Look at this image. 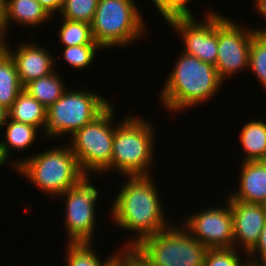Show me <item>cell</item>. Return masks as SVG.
I'll return each instance as SVG.
<instances>
[{"label":"cell","instance_id":"6da1fadb","mask_svg":"<svg viewBox=\"0 0 266 266\" xmlns=\"http://www.w3.org/2000/svg\"><path fill=\"white\" fill-rule=\"evenodd\" d=\"M150 176H127L125 186L119 189L110 209L116 226L135 234L125 243V247H134L144 238L169 227L164 208Z\"/></svg>","mask_w":266,"mask_h":266},{"label":"cell","instance_id":"7a4b0ae2","mask_svg":"<svg viewBox=\"0 0 266 266\" xmlns=\"http://www.w3.org/2000/svg\"><path fill=\"white\" fill-rule=\"evenodd\" d=\"M178 56L159 96L171 113L207 102L223 84L214 65L184 52Z\"/></svg>","mask_w":266,"mask_h":266},{"label":"cell","instance_id":"3957f363","mask_svg":"<svg viewBox=\"0 0 266 266\" xmlns=\"http://www.w3.org/2000/svg\"><path fill=\"white\" fill-rule=\"evenodd\" d=\"M23 158L12 167L49 196H60L87 176L67 144Z\"/></svg>","mask_w":266,"mask_h":266},{"label":"cell","instance_id":"277c9868","mask_svg":"<svg viewBox=\"0 0 266 266\" xmlns=\"http://www.w3.org/2000/svg\"><path fill=\"white\" fill-rule=\"evenodd\" d=\"M131 115V116H130ZM124 117L117 124L113 137L111 170L127 176H150L155 156V131L153 124L144 118Z\"/></svg>","mask_w":266,"mask_h":266},{"label":"cell","instance_id":"5b68a950","mask_svg":"<svg viewBox=\"0 0 266 266\" xmlns=\"http://www.w3.org/2000/svg\"><path fill=\"white\" fill-rule=\"evenodd\" d=\"M135 0H99L91 22L92 36L104 49L125 48L146 32Z\"/></svg>","mask_w":266,"mask_h":266},{"label":"cell","instance_id":"8992f818","mask_svg":"<svg viewBox=\"0 0 266 266\" xmlns=\"http://www.w3.org/2000/svg\"><path fill=\"white\" fill-rule=\"evenodd\" d=\"M134 248L151 266H203L208 249L174 223L144 238Z\"/></svg>","mask_w":266,"mask_h":266},{"label":"cell","instance_id":"52a82bcc","mask_svg":"<svg viewBox=\"0 0 266 266\" xmlns=\"http://www.w3.org/2000/svg\"><path fill=\"white\" fill-rule=\"evenodd\" d=\"M114 112L111 103L92 122L70 136L69 146L87 176L91 172L98 175L99 172L105 174L111 170L113 137L117 126L113 121Z\"/></svg>","mask_w":266,"mask_h":266},{"label":"cell","instance_id":"ba28073f","mask_svg":"<svg viewBox=\"0 0 266 266\" xmlns=\"http://www.w3.org/2000/svg\"><path fill=\"white\" fill-rule=\"evenodd\" d=\"M111 104L107 98L85 90H66L47 109L44 136L49 138L73 135L92 122Z\"/></svg>","mask_w":266,"mask_h":266},{"label":"cell","instance_id":"9c48e42d","mask_svg":"<svg viewBox=\"0 0 266 266\" xmlns=\"http://www.w3.org/2000/svg\"><path fill=\"white\" fill-rule=\"evenodd\" d=\"M232 20L217 11L218 56L215 68L222 81L248 70L250 45L256 32L253 28L244 29L241 24Z\"/></svg>","mask_w":266,"mask_h":266},{"label":"cell","instance_id":"30bf717a","mask_svg":"<svg viewBox=\"0 0 266 266\" xmlns=\"http://www.w3.org/2000/svg\"><path fill=\"white\" fill-rule=\"evenodd\" d=\"M99 195L98 189L86 176L80 183L58 196L66 198L64 199L66 205L64 225L68 232L66 234H68L69 243H92L96 225L95 205Z\"/></svg>","mask_w":266,"mask_h":266},{"label":"cell","instance_id":"8fae6325","mask_svg":"<svg viewBox=\"0 0 266 266\" xmlns=\"http://www.w3.org/2000/svg\"><path fill=\"white\" fill-rule=\"evenodd\" d=\"M206 14L203 21H196V17H176L166 23L182 39V52L215 66L218 56L217 12Z\"/></svg>","mask_w":266,"mask_h":266},{"label":"cell","instance_id":"7c38bea8","mask_svg":"<svg viewBox=\"0 0 266 266\" xmlns=\"http://www.w3.org/2000/svg\"><path fill=\"white\" fill-rule=\"evenodd\" d=\"M224 207L191 214L182 226L208 249L234 247L233 215L228 198Z\"/></svg>","mask_w":266,"mask_h":266},{"label":"cell","instance_id":"4fadbf2b","mask_svg":"<svg viewBox=\"0 0 266 266\" xmlns=\"http://www.w3.org/2000/svg\"><path fill=\"white\" fill-rule=\"evenodd\" d=\"M233 215L234 248L240 243L247 255L255 248L266 222V205L228 199ZM237 245V246H236Z\"/></svg>","mask_w":266,"mask_h":266},{"label":"cell","instance_id":"5bb4252c","mask_svg":"<svg viewBox=\"0 0 266 266\" xmlns=\"http://www.w3.org/2000/svg\"><path fill=\"white\" fill-rule=\"evenodd\" d=\"M20 44L14 52L6 41L4 50L14 60L16 71L23 87L33 80L48 76L54 72L56 68L53 66L56 58H53V55L47 49L35 42H22Z\"/></svg>","mask_w":266,"mask_h":266},{"label":"cell","instance_id":"9a60e30c","mask_svg":"<svg viewBox=\"0 0 266 266\" xmlns=\"http://www.w3.org/2000/svg\"><path fill=\"white\" fill-rule=\"evenodd\" d=\"M241 167L239 190L227 198L266 205V161L243 162Z\"/></svg>","mask_w":266,"mask_h":266},{"label":"cell","instance_id":"2e32d148","mask_svg":"<svg viewBox=\"0 0 266 266\" xmlns=\"http://www.w3.org/2000/svg\"><path fill=\"white\" fill-rule=\"evenodd\" d=\"M52 18L37 0H5L2 30L6 35L11 23L34 27ZM12 21V22H11ZM33 25V26H32Z\"/></svg>","mask_w":266,"mask_h":266},{"label":"cell","instance_id":"e0dca14e","mask_svg":"<svg viewBox=\"0 0 266 266\" xmlns=\"http://www.w3.org/2000/svg\"><path fill=\"white\" fill-rule=\"evenodd\" d=\"M7 125V126H6ZM5 129V141L0 140V161L5 165L10 157L11 149L24 151L37 140L39 129L30 124L16 122L8 117L1 125Z\"/></svg>","mask_w":266,"mask_h":266},{"label":"cell","instance_id":"ac0fdd59","mask_svg":"<svg viewBox=\"0 0 266 266\" xmlns=\"http://www.w3.org/2000/svg\"><path fill=\"white\" fill-rule=\"evenodd\" d=\"M7 117L16 122L33 125L39 130L42 128L45 131L47 108L23 90L7 110Z\"/></svg>","mask_w":266,"mask_h":266},{"label":"cell","instance_id":"d6986e66","mask_svg":"<svg viewBox=\"0 0 266 266\" xmlns=\"http://www.w3.org/2000/svg\"><path fill=\"white\" fill-rule=\"evenodd\" d=\"M245 156L242 162L266 161V123L252 120L243 125L239 136Z\"/></svg>","mask_w":266,"mask_h":266},{"label":"cell","instance_id":"ffe728a7","mask_svg":"<svg viewBox=\"0 0 266 266\" xmlns=\"http://www.w3.org/2000/svg\"><path fill=\"white\" fill-rule=\"evenodd\" d=\"M15 63L5 51L0 52V105L8 110L23 91Z\"/></svg>","mask_w":266,"mask_h":266},{"label":"cell","instance_id":"44dd1931","mask_svg":"<svg viewBox=\"0 0 266 266\" xmlns=\"http://www.w3.org/2000/svg\"><path fill=\"white\" fill-rule=\"evenodd\" d=\"M23 90L48 109L64 94L67 88L55 70L48 76L29 82L24 86Z\"/></svg>","mask_w":266,"mask_h":266},{"label":"cell","instance_id":"7402d4cb","mask_svg":"<svg viewBox=\"0 0 266 266\" xmlns=\"http://www.w3.org/2000/svg\"><path fill=\"white\" fill-rule=\"evenodd\" d=\"M65 255L66 266H113L116 253L109 256L103 262L98 258L91 242L69 243L67 244Z\"/></svg>","mask_w":266,"mask_h":266},{"label":"cell","instance_id":"603a6c76","mask_svg":"<svg viewBox=\"0 0 266 266\" xmlns=\"http://www.w3.org/2000/svg\"><path fill=\"white\" fill-rule=\"evenodd\" d=\"M62 26L59 29L61 44L68 46L98 44L93 36L91 24L62 18Z\"/></svg>","mask_w":266,"mask_h":266},{"label":"cell","instance_id":"cb8c5ba5","mask_svg":"<svg viewBox=\"0 0 266 266\" xmlns=\"http://www.w3.org/2000/svg\"><path fill=\"white\" fill-rule=\"evenodd\" d=\"M248 69L254 73L266 91V33L256 31L253 34Z\"/></svg>","mask_w":266,"mask_h":266},{"label":"cell","instance_id":"d4e9b609","mask_svg":"<svg viewBox=\"0 0 266 266\" xmlns=\"http://www.w3.org/2000/svg\"><path fill=\"white\" fill-rule=\"evenodd\" d=\"M99 0H64L61 18L91 24Z\"/></svg>","mask_w":266,"mask_h":266},{"label":"cell","instance_id":"484cf974","mask_svg":"<svg viewBox=\"0 0 266 266\" xmlns=\"http://www.w3.org/2000/svg\"><path fill=\"white\" fill-rule=\"evenodd\" d=\"M102 49L99 44H86L77 46H68L63 49V58L66 64L75 69H84L94 62L95 54Z\"/></svg>","mask_w":266,"mask_h":266},{"label":"cell","instance_id":"4316f807","mask_svg":"<svg viewBox=\"0 0 266 266\" xmlns=\"http://www.w3.org/2000/svg\"><path fill=\"white\" fill-rule=\"evenodd\" d=\"M239 249L209 248L205 253L203 266H246L248 261H242Z\"/></svg>","mask_w":266,"mask_h":266},{"label":"cell","instance_id":"83f0119b","mask_svg":"<svg viewBox=\"0 0 266 266\" xmlns=\"http://www.w3.org/2000/svg\"><path fill=\"white\" fill-rule=\"evenodd\" d=\"M116 251L113 266H151L134 247H124Z\"/></svg>","mask_w":266,"mask_h":266},{"label":"cell","instance_id":"f1b7e54d","mask_svg":"<svg viewBox=\"0 0 266 266\" xmlns=\"http://www.w3.org/2000/svg\"><path fill=\"white\" fill-rule=\"evenodd\" d=\"M244 256H247V259H248L247 261L249 264H252L254 266H266V222H265L264 228L262 229L260 233V237L257 242V245L248 255H244ZM256 256L258 257L255 258ZM258 259L260 260L258 261Z\"/></svg>","mask_w":266,"mask_h":266},{"label":"cell","instance_id":"f546056e","mask_svg":"<svg viewBox=\"0 0 266 266\" xmlns=\"http://www.w3.org/2000/svg\"><path fill=\"white\" fill-rule=\"evenodd\" d=\"M190 0H168V21L176 17H195L188 8Z\"/></svg>","mask_w":266,"mask_h":266},{"label":"cell","instance_id":"4dcf8cb0","mask_svg":"<svg viewBox=\"0 0 266 266\" xmlns=\"http://www.w3.org/2000/svg\"><path fill=\"white\" fill-rule=\"evenodd\" d=\"M46 12L54 17V12L60 13L63 7L64 0H37Z\"/></svg>","mask_w":266,"mask_h":266},{"label":"cell","instance_id":"1f68e13d","mask_svg":"<svg viewBox=\"0 0 266 266\" xmlns=\"http://www.w3.org/2000/svg\"><path fill=\"white\" fill-rule=\"evenodd\" d=\"M155 4V7L159 11V13L162 15V17L165 19V21H168V0H152Z\"/></svg>","mask_w":266,"mask_h":266},{"label":"cell","instance_id":"d6a6232c","mask_svg":"<svg viewBox=\"0 0 266 266\" xmlns=\"http://www.w3.org/2000/svg\"><path fill=\"white\" fill-rule=\"evenodd\" d=\"M255 7L257 8V11L261 16H263L266 19V0H255ZM257 32L266 33V28L264 29H255Z\"/></svg>","mask_w":266,"mask_h":266},{"label":"cell","instance_id":"836d02e7","mask_svg":"<svg viewBox=\"0 0 266 266\" xmlns=\"http://www.w3.org/2000/svg\"><path fill=\"white\" fill-rule=\"evenodd\" d=\"M6 118H7V110L0 105V130H1V125L6 120Z\"/></svg>","mask_w":266,"mask_h":266},{"label":"cell","instance_id":"e575fe53","mask_svg":"<svg viewBox=\"0 0 266 266\" xmlns=\"http://www.w3.org/2000/svg\"><path fill=\"white\" fill-rule=\"evenodd\" d=\"M5 35L3 33L2 27L0 26V52L3 51L5 49Z\"/></svg>","mask_w":266,"mask_h":266},{"label":"cell","instance_id":"d590c367","mask_svg":"<svg viewBox=\"0 0 266 266\" xmlns=\"http://www.w3.org/2000/svg\"><path fill=\"white\" fill-rule=\"evenodd\" d=\"M4 4L5 0H0V26L2 27V22L4 19Z\"/></svg>","mask_w":266,"mask_h":266},{"label":"cell","instance_id":"8d00e7d4","mask_svg":"<svg viewBox=\"0 0 266 266\" xmlns=\"http://www.w3.org/2000/svg\"><path fill=\"white\" fill-rule=\"evenodd\" d=\"M246 266H254V265L247 263Z\"/></svg>","mask_w":266,"mask_h":266}]
</instances>
